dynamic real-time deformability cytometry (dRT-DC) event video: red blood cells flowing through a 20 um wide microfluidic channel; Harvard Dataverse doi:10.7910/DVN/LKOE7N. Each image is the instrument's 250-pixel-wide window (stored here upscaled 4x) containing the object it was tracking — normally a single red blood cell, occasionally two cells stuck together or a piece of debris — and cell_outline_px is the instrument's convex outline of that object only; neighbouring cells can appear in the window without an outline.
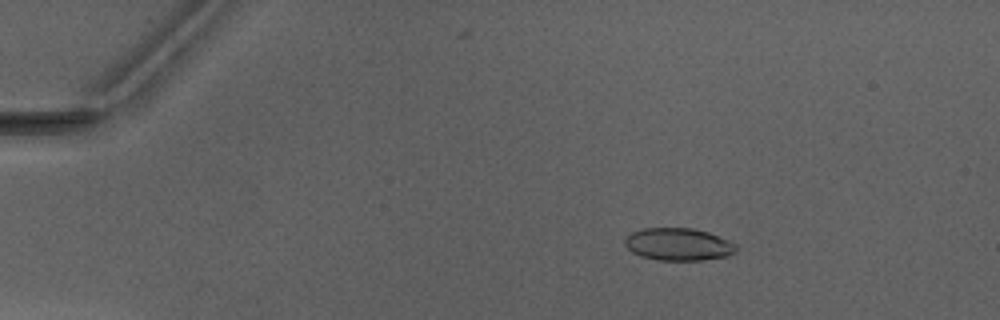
{"species": "Egyptian fruit bat (a non-hibernating species)", "species_latin": "Rousettus aegyptiacus", "temperature_condition": "warm", "stored_images_in_passage": 27, "camera_frame_rate_fps": 3000, "um_per_image_px": 0.085, "animal": {"sex": "male"}, "frame": {"image": 1, "passage_image": 9, "time_ms": 2.667, "image_size_px": [1000, 320], "cell_outline_px": [[736, 252], [724, 256], [704, 260], [656, 260], [640, 256], [632, 252], [624, 244], [624, 240], [632, 232], [644, 228], [692, 228], [708, 232], [728, 240], [736, 244]], "centroid_in_image_um": [57.64, 20.77], "position_along_channel_um": 27.4, "area_um2": 20.98}}
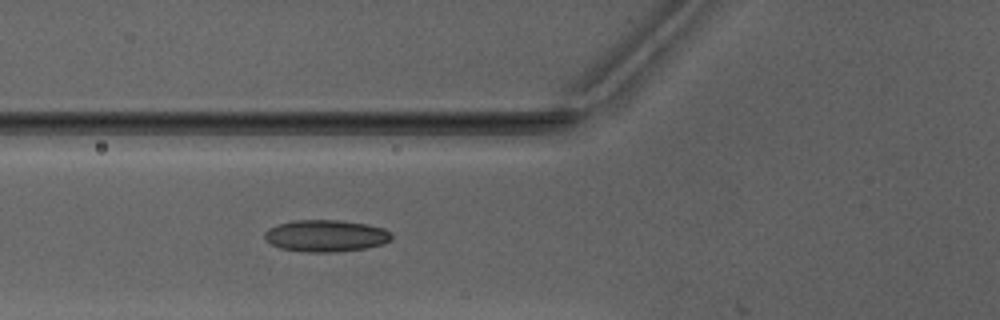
{"frame": {"image": 2, "passage_image": 20, "time_ms": 6.333, "image_size_px": [1000, 320], "cell_outline_px": [[392, 236], [384, 244], [364, 248], [336, 252], [304, 252], [280, 248], [272, 244], [264, 236], [264, 232], [268, 228], [276, 224], [296, 220], [340, 220], [368, 224], [384, 228], [392, 232]], "centroid_in_image_um": [27.7, 20.03], "position_along_channel_um": 98.1, "area_um2": 23.64}}
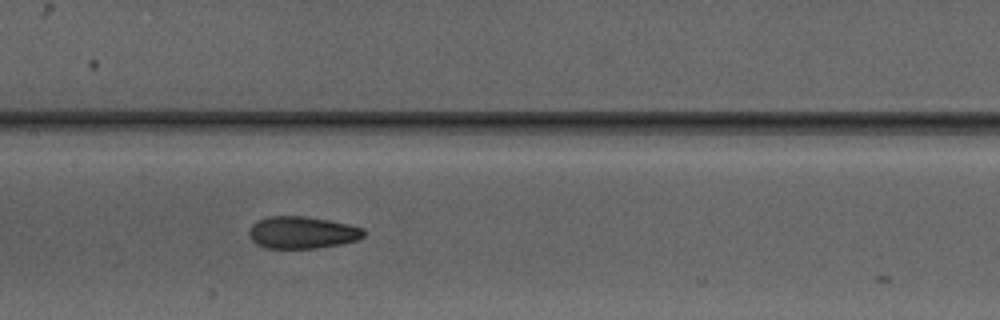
{"frame": {"image": 3, "passage_image": 26, "time_ms": 8.333, "image_size_px": [1000, 320], "cell_outline_px": [[364, 236], [356, 240], [340, 244], [316, 248], [264, 248], [256, 244], [252, 240], [248, 232], [252, 224], [268, 216], [304, 216], [328, 220], [348, 224], [364, 228]], "centroid_in_image_um": [25.67, 19.76], "position_along_channel_um": 181.7, "area_um2": 21.39}}